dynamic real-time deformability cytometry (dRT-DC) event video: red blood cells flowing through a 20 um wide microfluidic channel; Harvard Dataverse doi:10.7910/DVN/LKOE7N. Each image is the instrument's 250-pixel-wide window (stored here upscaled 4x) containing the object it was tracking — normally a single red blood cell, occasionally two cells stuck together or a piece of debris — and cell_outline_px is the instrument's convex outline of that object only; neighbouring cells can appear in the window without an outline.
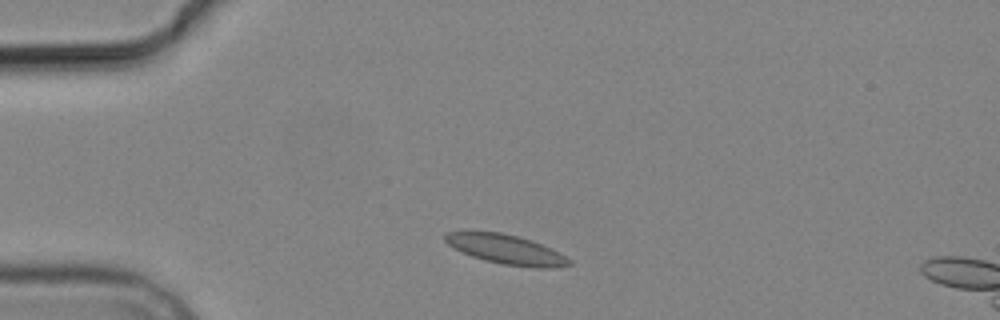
{"species": "common noctule bat (a hibernating species)", "species_latin": "Nyctalus noctula", "temperature_condition": "cold", "stored_images_in_passage": 3, "camera_frame_rate_fps": 3000, "um_per_image_px": 0.085, "animal": {"sex": "male", "body_mass_g": 19.2, "forearm_length_mm": 51.8}, "frame": {"image": 1, "passage_image": 1, "time_ms": 0.0, "image_size_px": [1000, 320], "cell_outline_px": [[572, 264], [548, 268], [540, 268], [504, 264], [484, 260], [460, 252], [452, 248], [444, 240], [444, 236], [448, 232], [468, 228], [500, 232], [516, 236], [540, 244], [572, 260]], "centroid_in_image_um": [42.86, 21.15], "position_along_channel_um": 42.1, "area_um2": 21.5}}
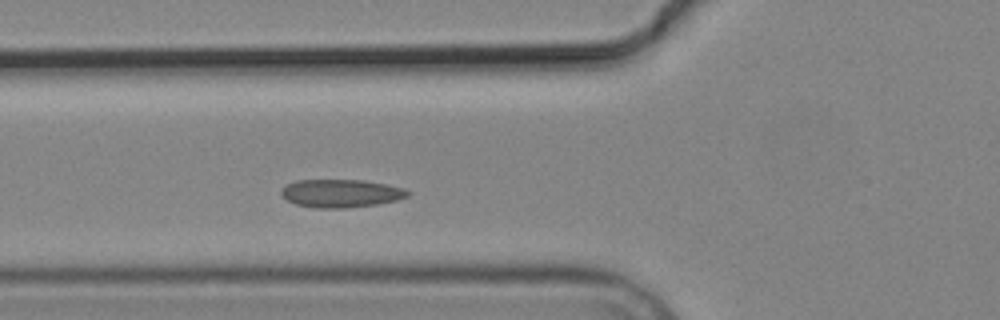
{"frame": {"image": 2, "passage_image": 3, "time_ms": 2.333, "image_size_px": [1000, 320], "cell_outline_px": [[412, 192], [408, 196], [396, 200], [376, 204], [344, 208], [312, 208], [296, 204], [288, 200], [280, 192], [288, 184], [296, 180], [364, 180], [404, 188]], "centroid_in_image_um": [29.0, 16.43], "position_along_channel_um": 96.8, "area_um2": 20.52}}